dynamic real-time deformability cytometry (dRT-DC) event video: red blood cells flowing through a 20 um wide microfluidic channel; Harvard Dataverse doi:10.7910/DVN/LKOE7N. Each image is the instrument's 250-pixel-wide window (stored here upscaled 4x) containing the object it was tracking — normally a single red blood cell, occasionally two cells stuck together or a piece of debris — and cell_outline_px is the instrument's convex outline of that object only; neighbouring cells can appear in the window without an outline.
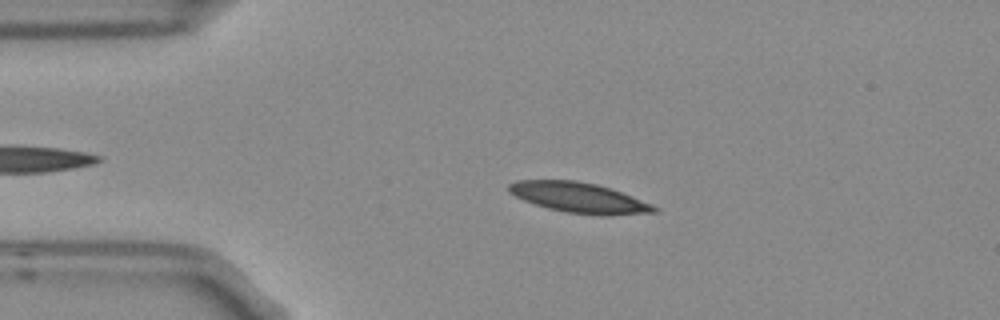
{"species": "Egyptian fruit bat (a non-hibernating species)", "species_latin": "Rousettus aegyptiacus", "temperature_condition": "room temperature", "stored_images_in_passage": 4, "camera_frame_rate_fps": 3000, "um_per_image_px": 0.085, "frame": {"image": 1, "passage_image": 3, "time_ms": 0.667, "image_size_px": [1000, 320], "cell_outline_px": [[660, 208], [656, 212], [608, 216], [600, 216], [568, 212], [548, 208], [524, 200], [508, 192], [508, 184], [516, 180], [576, 180], [596, 184], [612, 188], [652, 204]], "centroid_in_image_um": [49.25, 16.8], "position_along_channel_um": 35.7, "area_um2": 25.72}}